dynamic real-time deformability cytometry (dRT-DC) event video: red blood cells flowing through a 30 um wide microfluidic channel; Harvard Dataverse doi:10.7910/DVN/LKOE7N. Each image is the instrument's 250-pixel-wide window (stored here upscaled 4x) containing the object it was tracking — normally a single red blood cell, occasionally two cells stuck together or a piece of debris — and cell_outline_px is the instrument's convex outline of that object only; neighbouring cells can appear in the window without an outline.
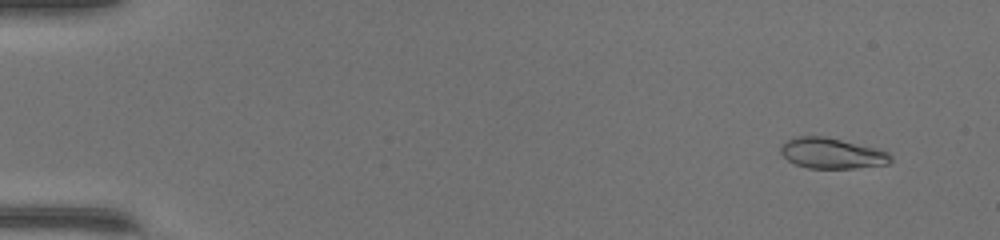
{"species": "common noctule bat (a hibernating species)", "species_latin": "Nyctalus noctula", "temperature_condition": "warm", "stored_images_in_passage": 49, "camera_frame_rate_fps": 3000, "um_per_image_px": 0.085, "animal": {"sex": "female", "body_mass_g": 17.0, "forearm_length_mm": 48.0}, "frame": {"image": 1, "passage_image": 4, "time_ms": 1.0, "image_size_px": [1000, 240], "cell_outline_px": [[892, 160], [888, 164], [856, 168], [808, 168], [796, 164], [788, 160], [780, 152], [780, 148], [792, 136], [824, 136], [876, 148], [888, 152], [892, 156]], "centroid_in_image_um": [70.72, 13.03], "position_along_channel_um": 14.3, "area_um2": 19.54}}
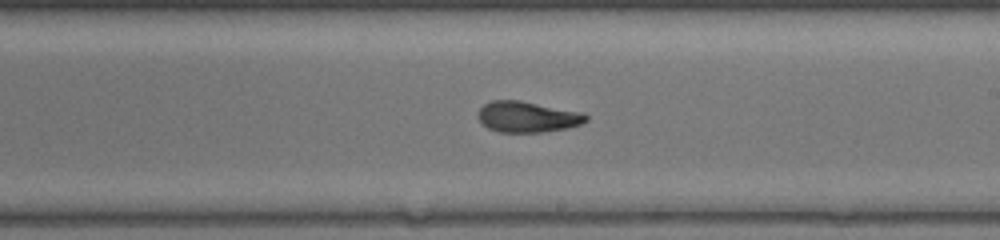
{"frame": {"image": 2, "passage_image": 30, "time_ms": 9.667, "image_size_px": [1000, 240], "cell_outline_px": [[588, 120], [580, 124], [568, 128], [540, 132], [500, 132], [488, 128], [480, 120], [480, 108], [484, 104], [492, 100], [520, 100], [584, 112], [588, 116]], "centroid_in_image_um": [44.88, 9.92], "position_along_channel_um": 244.1, "area_um2": 19.36}}
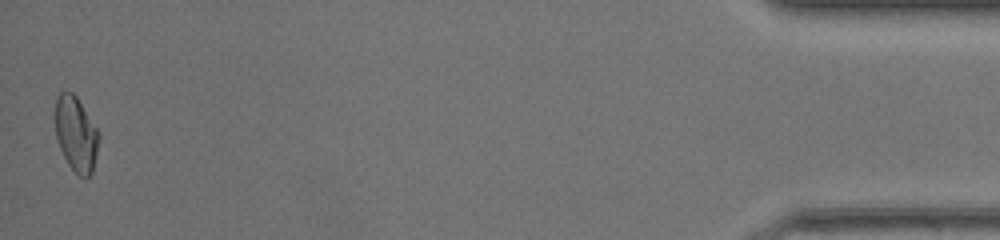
{"frame": {"image": 3, "passage_image": 49, "time_ms": 16.0, "image_size_px": [1000, 240], "cell_outline_px": [[100, 136], [92, 172], [84, 180], [68, 164], [60, 148], [56, 136], [56, 100], [60, 92], [72, 92], [76, 96], [96, 128]], "centroid_in_image_um": [6.47, 11.41], "position_along_channel_um": 428.7, "area_um2": 18.61}, "authors_computed_cell_mechanics": {"area_um2": 19.5942, "velocity_mm_per_s": 4.3276, "shape_relaxation_time_tau1_ms": 10.5016, "shape_relaxation_time_tau2_ms": 1.3185, "deformation_change_tau1": 0.3011, "deformation_change_tau2": 0.0729}}